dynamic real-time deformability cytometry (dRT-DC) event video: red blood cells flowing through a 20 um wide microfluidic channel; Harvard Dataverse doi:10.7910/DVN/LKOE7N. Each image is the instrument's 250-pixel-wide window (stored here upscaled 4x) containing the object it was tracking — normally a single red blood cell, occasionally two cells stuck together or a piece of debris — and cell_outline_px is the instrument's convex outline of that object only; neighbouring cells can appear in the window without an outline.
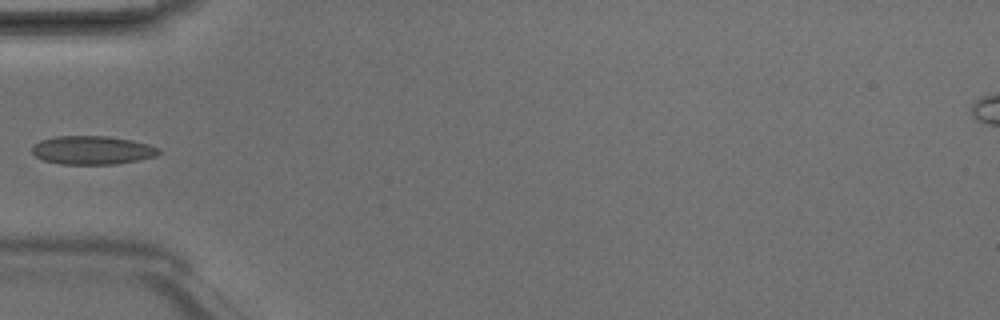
{"species": "Egyptian fruit bat (a non-hibernating species)", "species_latin": "Rousettus aegyptiacus", "temperature_condition": "room temperature", "stored_images_in_passage": 4, "camera_frame_rate_fps": 3000, "um_per_image_px": 0.085, "animal": {"sex": "male"}, "frame": {"image": 1, "passage_image": 4, "time_ms": 1.0, "image_size_px": [1000, 320], "cell_outline_px": [[160, 152], [156, 156], [140, 160], [116, 164], [60, 164], [44, 160], [36, 156], [32, 152], [32, 144], [40, 140], [56, 136], [108, 136], [132, 140], [148, 144], [160, 148]], "centroid_in_image_um": [7.85, 12.76], "position_along_channel_um": 77.2, "area_um2": 21.21}}